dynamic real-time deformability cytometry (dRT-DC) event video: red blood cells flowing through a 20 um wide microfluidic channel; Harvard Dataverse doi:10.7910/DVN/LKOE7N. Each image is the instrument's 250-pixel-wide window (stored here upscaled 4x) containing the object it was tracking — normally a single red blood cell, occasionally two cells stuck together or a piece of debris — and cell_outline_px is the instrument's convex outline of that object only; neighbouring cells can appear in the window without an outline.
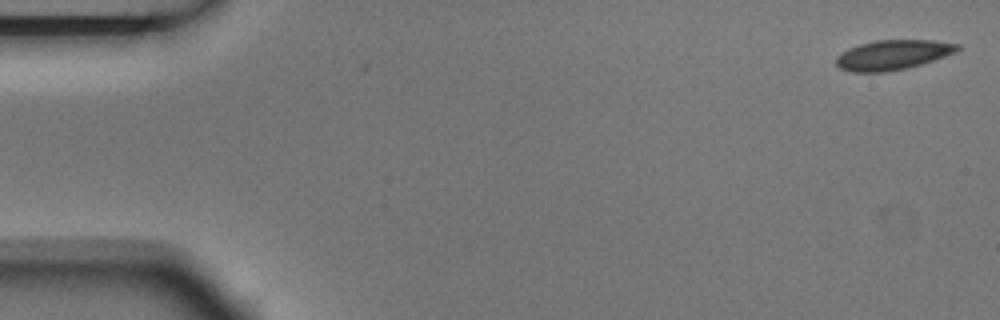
{"species": "Egyptian fruit bat (a non-hibernating species)", "species_latin": "Rousettus aegyptiacus", "temperature_condition": "room temperature", "stored_images_in_passage": 5, "camera_frame_rate_fps": 3000, "um_per_image_px": 0.085, "animal": {"sex": "male"}, "frame": {"image": 1, "passage_image": 1, "time_ms": 0.0, "image_size_px": [1000, 320], "cell_outline_px": [[960, 48], [956, 52], [908, 68], [884, 72], [852, 72], [840, 68], [836, 64], [836, 56], [848, 48], [860, 44], [876, 40], [936, 40], [960, 44]], "centroid_in_image_um": [75.88, 4.66], "position_along_channel_um": 9.1, "area_um2": 21.04}}